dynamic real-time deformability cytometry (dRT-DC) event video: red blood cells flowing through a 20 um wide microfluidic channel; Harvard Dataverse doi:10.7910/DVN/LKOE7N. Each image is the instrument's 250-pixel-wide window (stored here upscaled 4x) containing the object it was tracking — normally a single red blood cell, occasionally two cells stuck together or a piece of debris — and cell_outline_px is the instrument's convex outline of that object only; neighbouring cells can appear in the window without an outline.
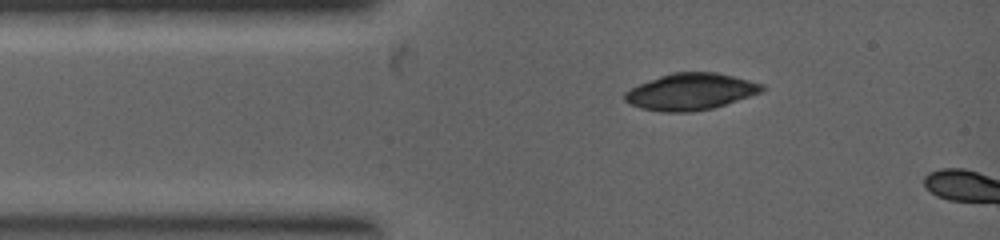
{"species": "common noctule bat (a hibernating species)", "species_latin": "Nyctalus noctula", "temperature_condition": "warm", "stored_images_in_passage": 2, "camera_frame_rate_fps": 5000, "um_per_image_px": 0.085, "animal": {"sex": "female", "body_mass_g": 19.0, "forearm_length_mm": 53.3}, "frame": {"image": 1, "passage_image": 1, "time_ms": 0.0, "image_size_px": [1000, 240], "cell_outline_px": [[764, 88], [760, 92], [712, 108], [692, 112], [660, 112], [640, 108], [624, 100], [624, 92], [640, 84], [660, 76], [672, 72], [716, 72], [764, 84]], "centroid_in_image_um": [58.67, 7.79], "position_along_channel_um": 26.3, "area_um2": 28.9}}